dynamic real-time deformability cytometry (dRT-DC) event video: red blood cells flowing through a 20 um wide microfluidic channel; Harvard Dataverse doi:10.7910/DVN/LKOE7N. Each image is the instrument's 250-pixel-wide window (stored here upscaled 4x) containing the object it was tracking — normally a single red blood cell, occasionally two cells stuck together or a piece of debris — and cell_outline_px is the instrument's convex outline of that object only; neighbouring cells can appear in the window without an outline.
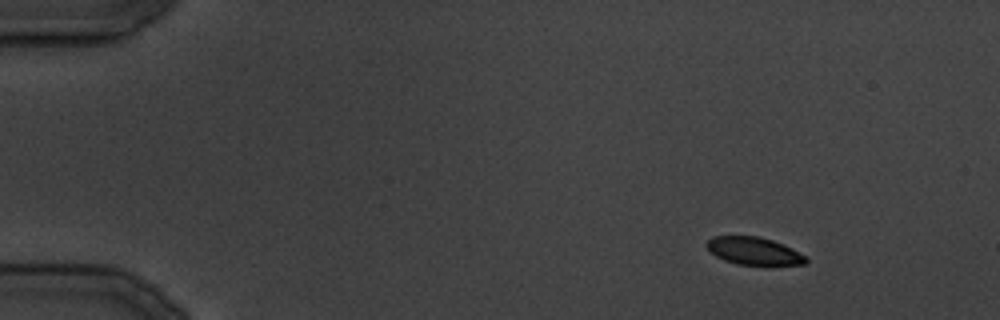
{"species": "common noctule bat (a hibernating species)", "species_latin": "Nyctalus noctula", "temperature_condition": "cold", "stored_images_in_passage": 10, "camera_frame_rate_fps": 3000, "um_per_image_px": 0.085, "animal": {"sex": "male", "body_mass_g": 19.5, "forearm_length_mm": 54.6}, "frame": {"image": 1, "passage_image": 4, "time_ms": 4.0, "image_size_px": [1000, 320], "cell_outline_px": [[808, 260], [804, 264], [736, 264], [724, 260], [716, 256], [704, 244], [712, 236], [760, 236], [784, 244], [808, 256]], "centroid_in_image_um": [64.09, 21.31], "position_along_channel_um": 20.9, "area_um2": 15.9}}